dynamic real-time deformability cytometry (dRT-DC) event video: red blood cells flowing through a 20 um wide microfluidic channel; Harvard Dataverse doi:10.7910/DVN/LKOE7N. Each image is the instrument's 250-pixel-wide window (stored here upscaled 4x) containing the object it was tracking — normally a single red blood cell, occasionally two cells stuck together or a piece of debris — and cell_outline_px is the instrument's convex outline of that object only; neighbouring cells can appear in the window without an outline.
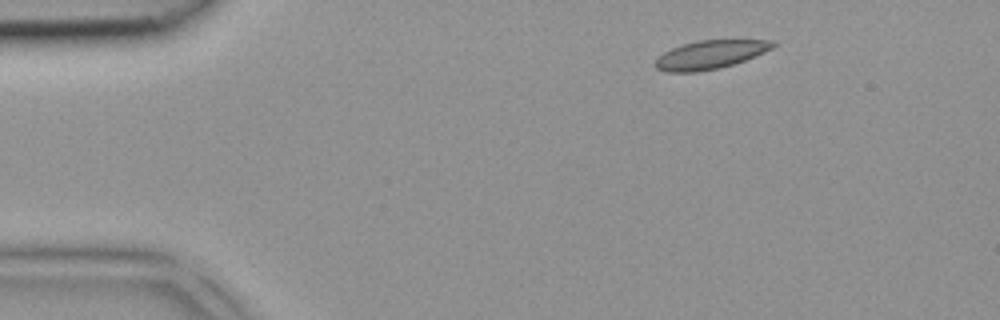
{"species": "common noctule bat (a hibernating species)", "species_latin": "Nyctalus noctula", "temperature_condition": "room temperature", "stored_images_in_passage": 2, "camera_frame_rate_fps": 3000, "um_per_image_px": 0.085, "animal": {"sex": "female", "body_mass_g": 18.4}, "frame": {"image": 1, "passage_image": 1, "time_ms": 0.0, "image_size_px": [1000, 320], "cell_outline_px": [[776, 44], [772, 48], [764, 52], [744, 60], [720, 68], [696, 72], [668, 72], [656, 68], [652, 64], [664, 52], [672, 48], [684, 44], [700, 40], [776, 40]], "centroid_in_image_um": [60.36, 4.65], "position_along_channel_um": 24.6, "area_um2": 19.36}}